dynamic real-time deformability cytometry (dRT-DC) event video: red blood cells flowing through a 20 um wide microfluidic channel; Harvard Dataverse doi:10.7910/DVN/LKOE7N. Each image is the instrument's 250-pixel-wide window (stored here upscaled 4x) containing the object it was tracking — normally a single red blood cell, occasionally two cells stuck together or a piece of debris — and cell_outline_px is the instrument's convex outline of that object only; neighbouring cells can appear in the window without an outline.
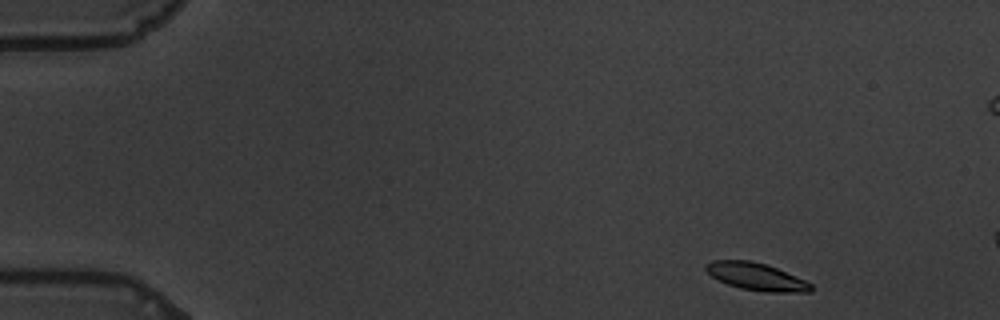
{"species": "common noctule bat (a hibernating species)", "species_latin": "Nyctalus noctula", "temperature_condition": "warm", "stored_images_in_passage": 12, "camera_frame_rate_fps": 3000, "um_per_image_px": 0.085, "animal": {"sex": "male", "body_mass_g": 19.5, "forearm_length_mm": 54.6}, "frame": {"image": 1, "passage_image": 3, "time_ms": 0.667, "image_size_px": [1000, 320], "cell_outline_px": [[812, 292], [764, 292], [740, 288], [728, 284], [712, 276], [704, 268], [704, 264], [712, 260], [752, 260], [776, 268], [804, 280], [812, 284]], "centroid_in_image_um": [64.26, 23.51], "position_along_channel_um": 20.7, "area_um2": 16.65}}